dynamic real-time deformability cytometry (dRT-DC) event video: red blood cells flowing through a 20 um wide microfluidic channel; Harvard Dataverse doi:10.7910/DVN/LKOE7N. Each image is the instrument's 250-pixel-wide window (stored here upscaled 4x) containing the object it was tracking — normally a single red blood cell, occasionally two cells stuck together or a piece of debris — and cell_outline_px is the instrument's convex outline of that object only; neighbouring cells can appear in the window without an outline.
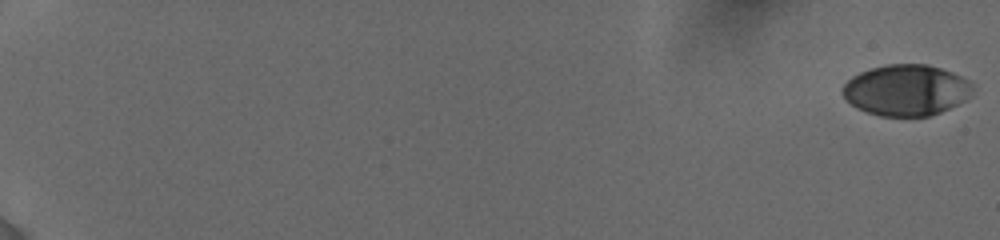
{"species": "human", "species_latin": "Homo sapiens", "temperature_condition": "cold", "stored_images_in_passage": 46, "camera_frame_rate_fps": 3000, "um_per_image_px": 0.085, "donor": {"sex": "female"}, "frame": {"image": 1, "passage_image": 1, "time_ms": 0.0, "image_size_px": [1000, 240], "cell_outline_px": [[972, 96], [940, 112], [928, 116], [880, 116], [856, 108], [840, 92], [840, 88], [852, 76], [860, 72], [872, 68], [888, 64], [928, 64], [952, 72], [968, 80], [972, 84]], "centroid_in_image_um": [77.01, 7.66], "position_along_channel_um": 8.0, "area_um2": 38.61}}
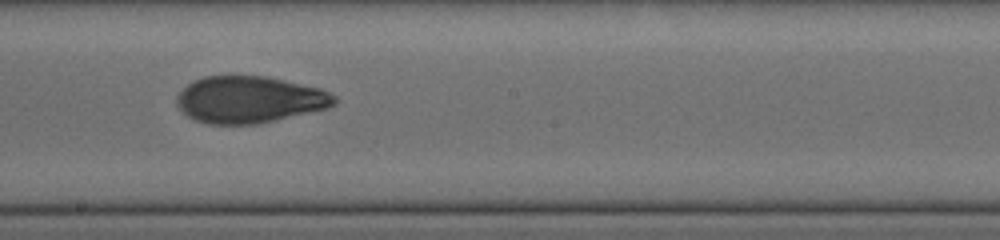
{"frame": {"image": 2, "passage_image": 27, "time_ms": 11.667, "image_size_px": [1000, 240], "cell_outline_px": [[336, 104], [328, 108], [256, 124], [208, 124], [196, 120], [188, 116], [176, 104], [176, 96], [192, 80], [204, 76], [232, 72], [268, 76], [320, 88], [336, 96]], "centroid_in_image_um": [21.17, 8.41], "position_along_channel_um": 227.0, "area_um2": 43.81}}
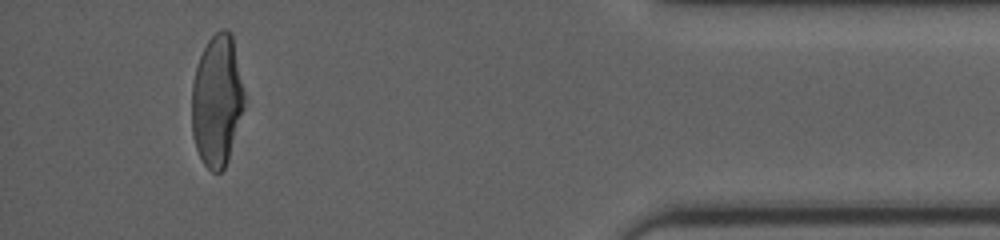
{"frame": {"image": 3, "passage_image": 44, "time_ms": 17.667, "image_size_px": [1000, 240], "cell_outline_px": [[244, 108], [228, 160], [224, 168], [220, 172], [212, 172], [204, 164], [196, 148], [192, 132], [192, 84], [196, 68], [200, 56], [208, 40], [220, 28], [224, 28], [232, 32], [244, 92]], "centroid_in_image_um": [18.45, 8.54], "position_along_channel_um": 416.8, "area_um2": 40.23}, "authors_computed_cell_mechanics": {"area_um2": 41.8183, "velocity_mm_per_s": 3.8567, "shape_relaxation_time_tau1_ms": 4.45, "shape_relaxation_time_tau2_ms": 1.2234, "deformation_change_tau1": 0.1556, "deformation_change_tau2": 0.0702}}